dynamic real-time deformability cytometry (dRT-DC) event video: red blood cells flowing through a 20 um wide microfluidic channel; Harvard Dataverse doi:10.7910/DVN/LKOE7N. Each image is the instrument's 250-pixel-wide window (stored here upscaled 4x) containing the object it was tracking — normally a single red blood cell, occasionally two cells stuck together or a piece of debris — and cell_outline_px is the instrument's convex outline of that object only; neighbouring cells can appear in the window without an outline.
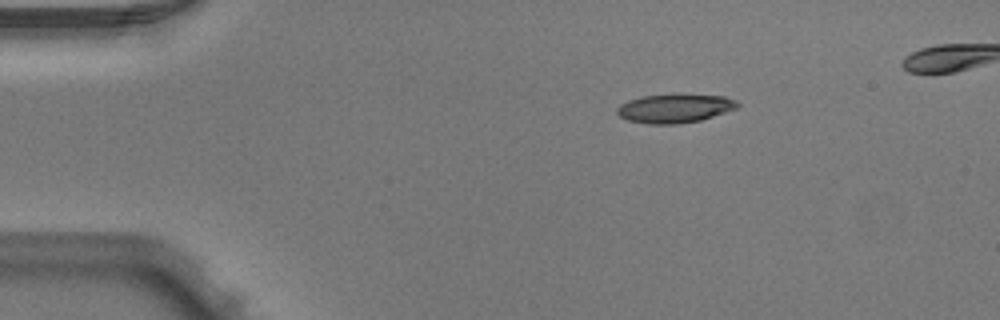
{"species": "Egyptian fruit bat (a non-hibernating species)", "species_latin": "Rousettus aegyptiacus", "temperature_condition": "warm", "stored_images_in_passage": 3, "camera_frame_rate_fps": 3000, "um_per_image_px": 0.085, "animal": {"sex": "male"}, "frame": {"image": 1, "passage_image": 1, "time_ms": 0.0, "image_size_px": [1000, 320], "cell_outline_px": [[740, 104], [736, 108], [700, 120], [676, 124], [648, 124], [628, 120], [620, 116], [616, 112], [616, 108], [620, 104], [628, 100], [640, 96], [672, 92], [680, 92], [724, 96], [736, 100]], "centroid_in_image_um": [57.33, 9.16], "position_along_channel_um": 27.7, "area_um2": 20.87}}